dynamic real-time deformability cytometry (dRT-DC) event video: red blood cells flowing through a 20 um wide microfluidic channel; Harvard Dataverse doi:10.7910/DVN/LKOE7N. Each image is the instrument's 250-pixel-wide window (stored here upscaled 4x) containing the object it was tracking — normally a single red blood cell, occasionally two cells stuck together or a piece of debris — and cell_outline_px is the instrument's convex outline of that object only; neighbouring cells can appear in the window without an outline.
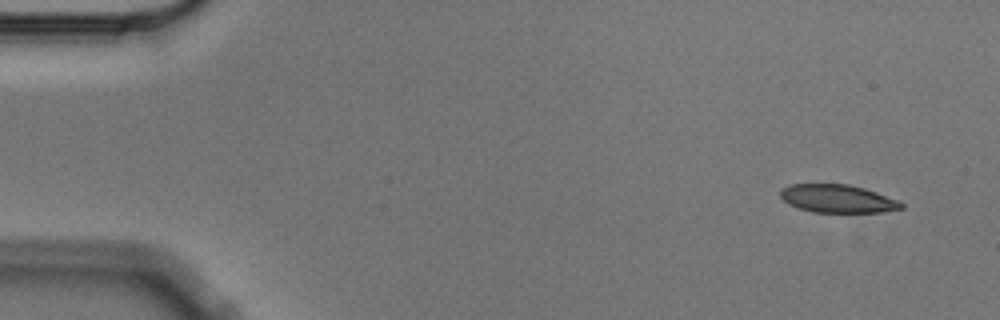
{"species": "Egyptian fruit bat (a non-hibernating species)", "species_latin": "Rousettus aegyptiacus", "temperature_condition": "cold", "stored_images_in_passage": 5, "camera_frame_rate_fps": 3000, "um_per_image_px": 0.085, "animal": {"sex": "male"}, "frame": {"image": 1, "passage_image": 1, "time_ms": 0.0, "image_size_px": [1000, 320], "cell_outline_px": [[904, 208], [880, 212], [812, 212], [788, 204], [780, 196], [780, 188], [788, 184], [848, 184], [864, 188], [900, 200], [904, 204]], "centroid_in_image_um": [71.19, 16.88], "position_along_channel_um": 13.8, "area_um2": 19.88}}